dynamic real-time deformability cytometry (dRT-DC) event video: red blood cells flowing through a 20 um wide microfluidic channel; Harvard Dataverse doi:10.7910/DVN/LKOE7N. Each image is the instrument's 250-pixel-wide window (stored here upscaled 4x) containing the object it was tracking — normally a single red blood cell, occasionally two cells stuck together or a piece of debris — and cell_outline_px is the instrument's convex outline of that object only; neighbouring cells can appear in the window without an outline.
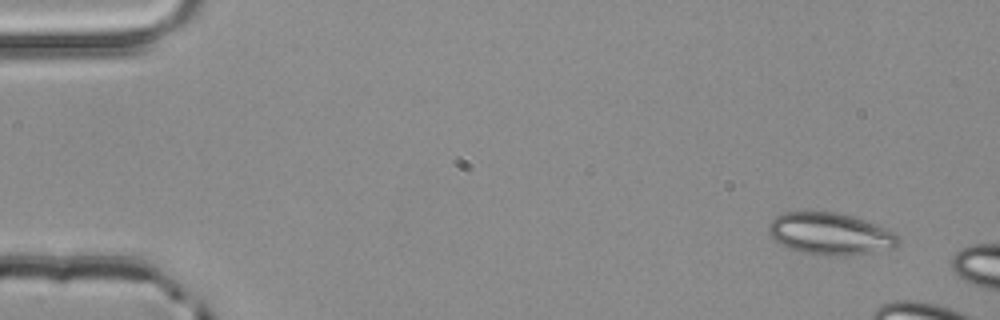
{"species": "common noctule bat (a hibernating species)", "species_latin": "Nyctalus noctula", "temperature_condition": "room temperature", "stored_images_in_passage": 3, "camera_frame_rate_fps": 3000, "um_per_image_px": 0.085, "animal": {"sex": "male", "body_mass_g": 20.4}, "frame": {"image": 1, "passage_image": 1, "time_ms": 0.0, "image_size_px": [1000, 320], "cell_outline_px": [[900, 244], [892, 248], [852, 256], [828, 256], [800, 252], [788, 248], [780, 244], [768, 232], [768, 224], [776, 216], [784, 212], [836, 212], [852, 216], [888, 228], [900, 240]], "centroid_in_image_um": [70.57, 19.89], "position_along_channel_um": 14.4, "area_um2": 31.85}}